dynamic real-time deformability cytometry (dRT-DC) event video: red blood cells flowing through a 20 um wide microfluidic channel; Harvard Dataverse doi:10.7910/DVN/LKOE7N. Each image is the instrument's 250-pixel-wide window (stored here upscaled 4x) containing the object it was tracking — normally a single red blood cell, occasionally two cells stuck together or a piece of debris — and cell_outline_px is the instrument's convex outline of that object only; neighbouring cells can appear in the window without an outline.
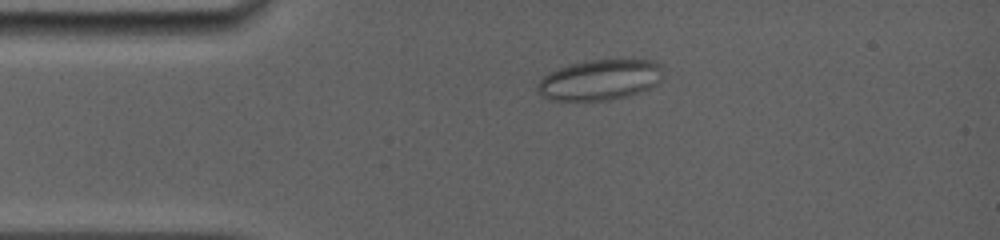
{"species": "common noctule bat (a hibernating species)", "species_latin": "Nyctalus noctula", "temperature_condition": "room temperature", "stored_images_in_passage": 28, "camera_frame_rate_fps": 5000, "um_per_image_px": 0.085, "animal": {"sex": "female", "body_mass_g": 19.0, "forearm_length_mm": 56.7}, "frame": {"image": 1, "passage_image": 7, "time_ms": 3.2, "image_size_px": [1000, 240], "cell_outline_px": [[664, 76], [656, 84], [648, 88], [628, 96], [608, 100], [552, 100], [544, 96], [536, 88], [536, 84], [548, 72], [572, 64], [592, 60], [656, 60], [664, 68]], "centroid_in_image_um": [51.03, 6.78], "position_along_channel_um": 34.0, "area_um2": 29.54}}
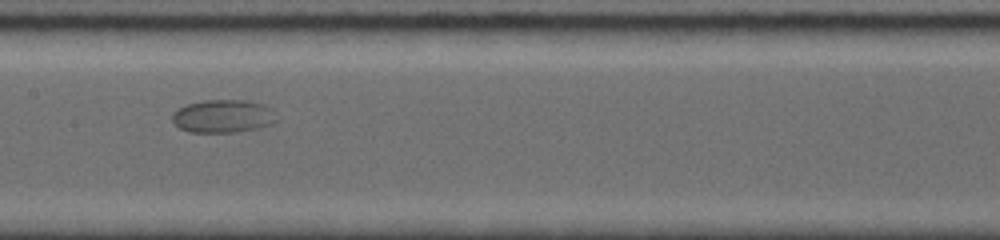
{"frame": {"image": 2, "passage_image": 16, "time_ms": 8.2, "image_size_px": [1000, 240], "cell_outline_px": [[280, 120], [272, 124], [256, 128], [232, 132], [188, 132], [180, 128], [172, 120], [172, 116], [180, 108], [188, 104], [204, 100], [248, 100], [264, 104], [272, 108]], "centroid_in_image_um": [19.04, 9.87], "position_along_channel_um": 188.4, "area_um2": 20.11}}
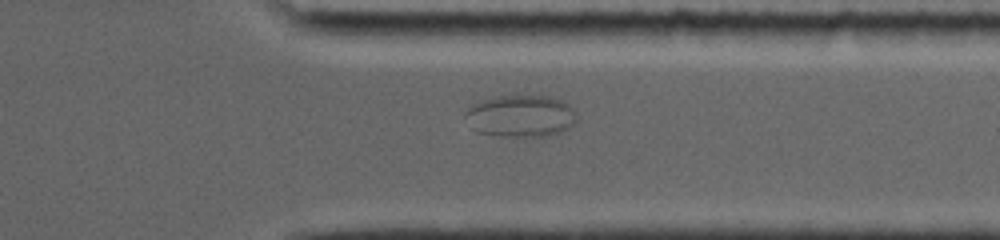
{"frame": {"image": 3, "passage_image": 25, "time_ms": 13.0, "image_size_px": [1000, 240], "cell_outline_px": [[576, 120], [568, 128], [560, 132], [548, 136], [496, 136], [476, 132], [472, 128], [464, 116], [468, 108], [472, 104], [492, 96], [548, 96], [564, 100], [576, 112]], "centroid_in_image_um": [44.24, 9.86], "position_along_channel_um": 367.2, "area_um2": 27.46}}